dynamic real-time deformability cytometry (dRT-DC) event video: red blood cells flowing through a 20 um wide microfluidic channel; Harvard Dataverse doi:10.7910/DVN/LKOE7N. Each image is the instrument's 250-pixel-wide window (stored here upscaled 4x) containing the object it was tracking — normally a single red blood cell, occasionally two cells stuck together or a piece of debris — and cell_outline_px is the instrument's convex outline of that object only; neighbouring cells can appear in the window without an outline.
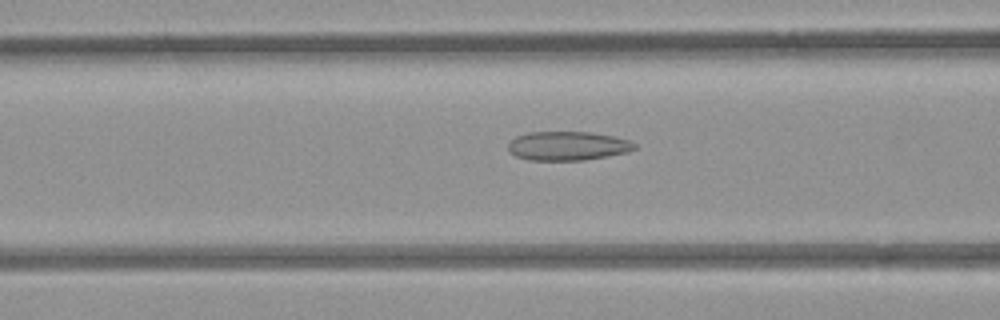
{"species": "common noctule bat (a hibernating species)", "species_latin": "Nyctalus noctula", "temperature_condition": "room temperature", "stored_images_in_passage": 40, "camera_frame_rate_fps": 3000, "um_per_image_px": 0.085, "animal": {"sex": "female", "body_mass_g": 21.9}, "frame": {"image": 1, "passage_image": 11, "time_ms": 3.333, "image_size_px": [1000, 320], "cell_outline_px": [[636, 148], [628, 152], [584, 160], [528, 160], [516, 156], [508, 152], [508, 144], [516, 136], [528, 132], [592, 132], [616, 136], [628, 140], [636, 144]], "centroid_in_image_um": [48.25, 12.4], "position_along_channel_um": 118.4, "area_um2": 21.44}}
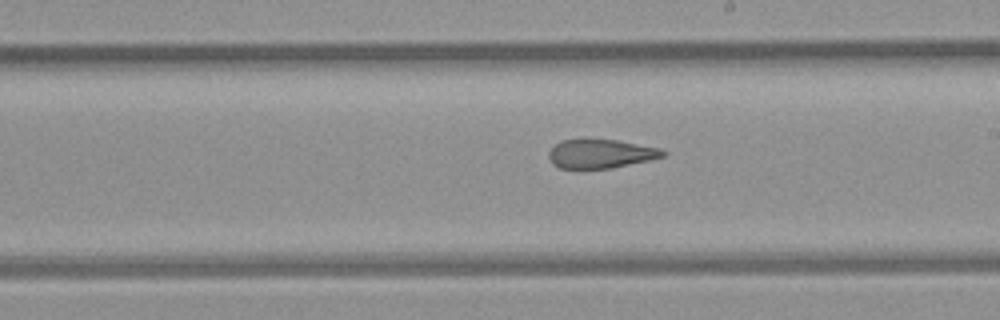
{"frame": {"image": 2, "passage_image": 20, "time_ms": 6.333, "image_size_px": [1000, 320], "cell_outline_px": [[668, 152], [664, 156], [648, 160], [608, 168], [560, 168], [552, 164], [548, 156], [548, 152], [560, 140], [584, 136], [616, 140], [660, 148]], "centroid_in_image_um": [50.99, 13.01], "position_along_channel_um": 238.0, "area_um2": 19.65}}
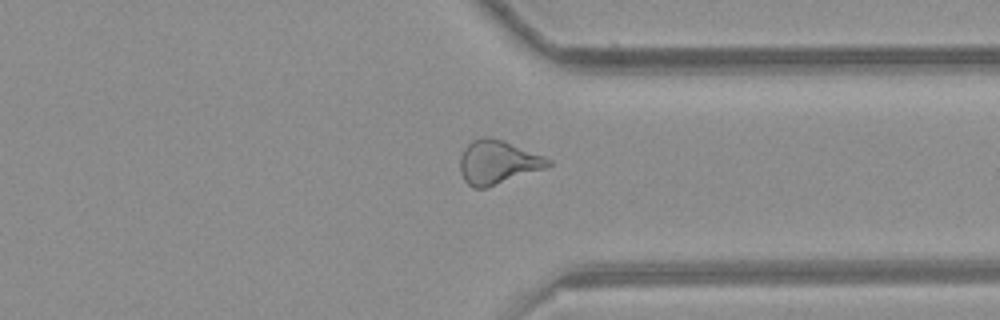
{"frame": {"image": 3, "passage_image": 30, "time_ms": 9.667, "image_size_px": [1000, 320], "cell_outline_px": [[552, 164], [544, 168], [488, 188], [472, 188], [464, 180], [460, 172], [460, 156], [464, 148], [472, 140], [484, 136], [492, 136], [504, 140], [544, 156], [552, 160]], "centroid_in_image_um": [42.28, 13.78], "position_along_channel_um": 369.1, "area_um2": 22.66}}